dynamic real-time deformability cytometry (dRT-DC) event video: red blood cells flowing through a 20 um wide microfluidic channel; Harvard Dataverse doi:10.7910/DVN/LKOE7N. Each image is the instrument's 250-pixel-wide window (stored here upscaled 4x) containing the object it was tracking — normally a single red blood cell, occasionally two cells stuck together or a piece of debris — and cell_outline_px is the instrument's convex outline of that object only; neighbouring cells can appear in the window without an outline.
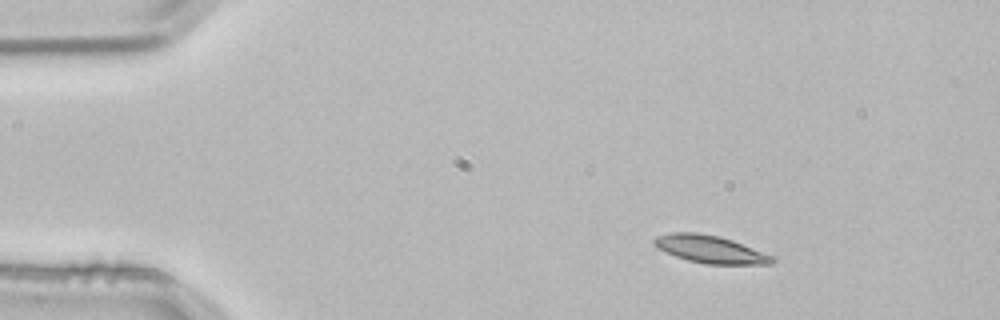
{"species": "common noctule bat (a hibernating species)", "species_latin": "Nyctalus noctula", "temperature_condition": "room temperature", "stored_images_in_passage": 2, "camera_frame_rate_fps": 3000, "um_per_image_px": 0.085, "animal": {"sex": "male", "body_mass_g": 21.5, "forearm_length_mm": 52.0}, "frame": {"image": 1, "passage_image": 1, "time_ms": 0.0, "image_size_px": [1000, 320], "cell_outline_px": [[776, 260], [772, 264], [704, 264], [688, 260], [676, 256], [652, 244], [652, 240], [656, 236], [672, 232], [696, 232], [720, 236], [732, 240], [776, 256]], "centroid_in_image_um": [60.42, 21.18], "position_along_channel_um": 24.6, "area_um2": 19.07}}